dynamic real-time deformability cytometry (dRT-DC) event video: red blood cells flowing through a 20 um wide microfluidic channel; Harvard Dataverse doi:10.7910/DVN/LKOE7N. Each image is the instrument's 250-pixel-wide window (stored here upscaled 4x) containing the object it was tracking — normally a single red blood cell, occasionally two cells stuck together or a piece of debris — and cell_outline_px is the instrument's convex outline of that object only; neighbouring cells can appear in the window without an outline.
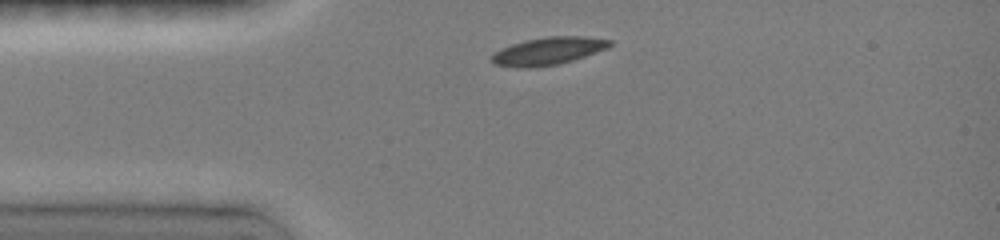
{"species": "common noctule bat (a hibernating species)", "species_latin": "Nyctalus noctula", "temperature_condition": "room temperature", "stored_images_in_passage": 33, "camera_frame_rate_fps": 3000, "um_per_image_px": 0.085, "animal": {"sex": "female", "body_mass_g": 19.0, "forearm_length_mm": 51.5}, "frame": {"image": 1, "passage_image": 1, "time_ms": 0.0, "image_size_px": [1000, 240], "cell_outline_px": [[612, 44], [608, 48], [556, 64], [496, 64], [488, 56], [512, 44], [524, 40], [548, 36], [580, 36], [612, 40]], "centroid_in_image_um": [46.68, 4.25], "position_along_channel_um": 38.3, "area_um2": 17.57}}
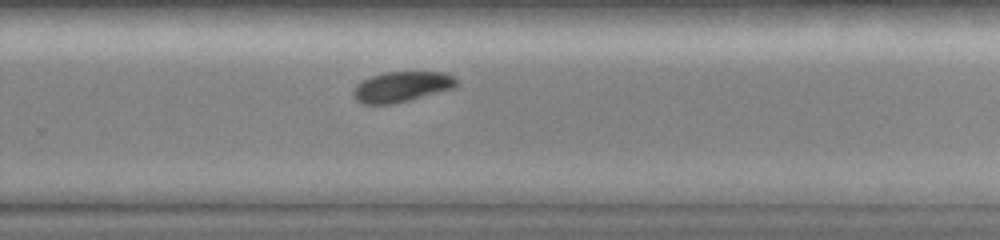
{"frame": {"image": 2, "passage_image": 22, "time_ms": 7.0, "image_size_px": [1000, 240], "cell_outline_px": [[456, 84], [452, 88], [408, 100], [392, 104], [364, 104], [356, 100], [352, 96], [352, 92], [356, 84], [372, 76], [384, 72], [444, 72], [452, 76], [456, 80]], "centroid_in_image_um": [34.07, 7.37], "position_along_channel_um": 295.7, "area_um2": 17.98}}
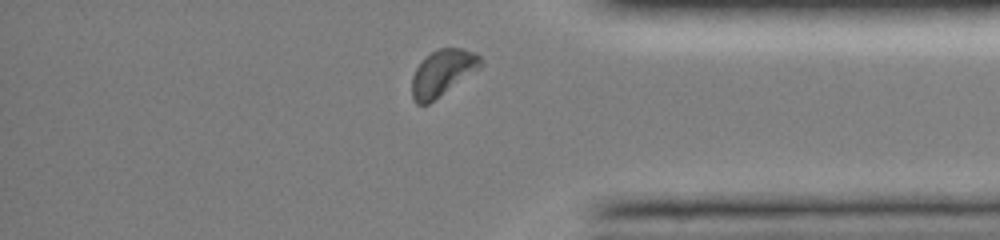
{"frame": {"image": 3, "passage_image": 30, "time_ms": 9.667, "image_size_px": [1000, 240], "cell_outline_px": [[484, 60], [480, 68], [428, 104], [416, 104], [412, 96], [412, 76], [416, 68], [432, 52], [440, 48], [460, 48], [476, 52]], "centroid_in_image_um": [37.64, 6.18], "position_along_channel_um": 397.6, "area_um2": 18.21}, "authors_computed_cell_mechanics": {"area_um2": 18.6116, "velocity_mm_per_s": 3.9715, "shape_relaxation_time_tau1_ms": 2.7191, "shape_relaxation_time_tau2_ms": null, "deformation_change_tau1": 0.0917, "deformation_change_tau2": null}}